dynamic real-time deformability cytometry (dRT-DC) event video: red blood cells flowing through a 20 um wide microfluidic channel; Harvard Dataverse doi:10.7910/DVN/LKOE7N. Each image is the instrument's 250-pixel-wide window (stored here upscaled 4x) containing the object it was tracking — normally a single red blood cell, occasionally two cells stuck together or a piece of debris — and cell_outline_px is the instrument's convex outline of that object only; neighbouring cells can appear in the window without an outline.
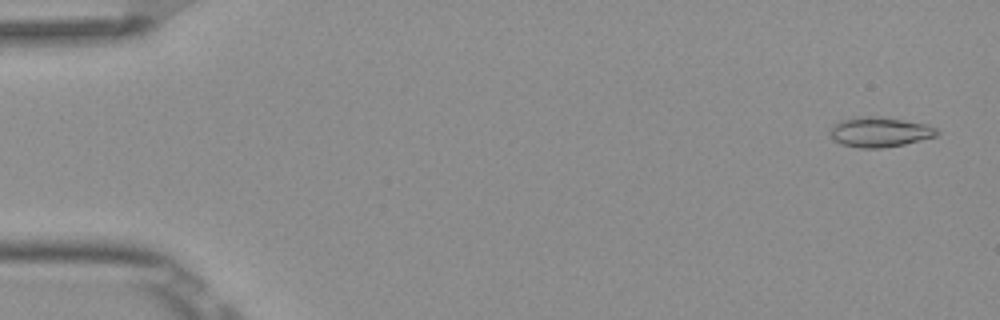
{"species": "Egyptian fruit bat (a non-hibernating species)", "species_latin": "Rousettus aegyptiacus", "temperature_condition": "room temperature", "stored_images_in_passage": 4, "camera_frame_rate_fps": 3000, "um_per_image_px": 0.085, "frame": {"image": 1, "passage_image": 1, "time_ms": 0.0, "image_size_px": [1000, 320], "cell_outline_px": [[940, 132], [936, 136], [904, 144], [880, 148], [860, 148], [840, 144], [832, 140], [828, 132], [828, 128], [840, 120], [856, 116], [872, 116], [904, 120], [928, 124], [936, 128]], "centroid_in_image_um": [74.71, 11.22], "position_along_channel_um": 10.3, "area_um2": 18.9}}
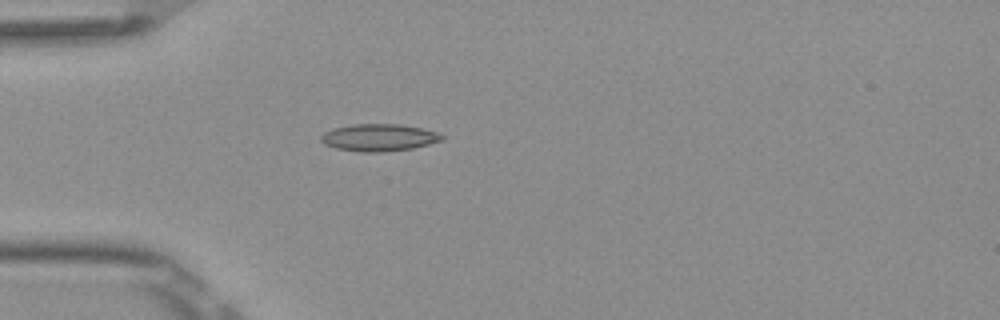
{"frame": {"image": 2, "passage_image": 4, "time_ms": 1.0, "image_size_px": [1000, 320], "cell_outline_px": [[444, 140], [412, 148], [384, 152], [360, 152], [336, 148], [324, 144], [320, 140], [320, 136], [324, 132], [332, 128], [352, 124], [400, 124], [420, 128], [436, 132], [444, 136]], "centroid_in_image_um": [32.17, 11.69], "position_along_channel_um": 52.8, "area_um2": 19.19}}